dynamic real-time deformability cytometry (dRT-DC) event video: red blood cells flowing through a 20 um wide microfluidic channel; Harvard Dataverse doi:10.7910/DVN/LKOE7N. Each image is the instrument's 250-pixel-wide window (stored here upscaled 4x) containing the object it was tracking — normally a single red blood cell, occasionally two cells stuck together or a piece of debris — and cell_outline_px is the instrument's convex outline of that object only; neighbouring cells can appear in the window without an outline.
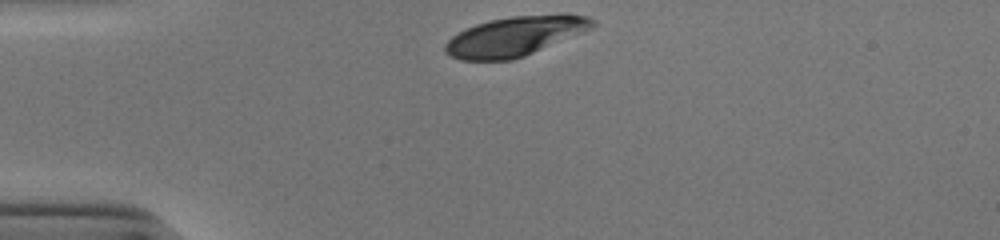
{"species": "human", "species_latin": "Homo sapiens", "temperature_condition": "cold", "stored_images_in_passage": 30, "camera_frame_rate_fps": 3000, "um_per_image_px": 0.085, "donor": {"sex": "male"}, "frame": {"image": 1, "passage_image": 1, "time_ms": 0.0, "image_size_px": [1000, 240], "cell_outline_px": [[596, 24], [592, 28], [524, 56], [512, 60], [460, 60], [444, 52], [444, 44], [452, 36], [476, 24], [488, 20], [512, 16], [564, 12], [588, 16], [596, 20]], "centroid_in_image_um": [43.81, 3.05], "position_along_channel_um": 41.2, "area_um2": 34.16}}
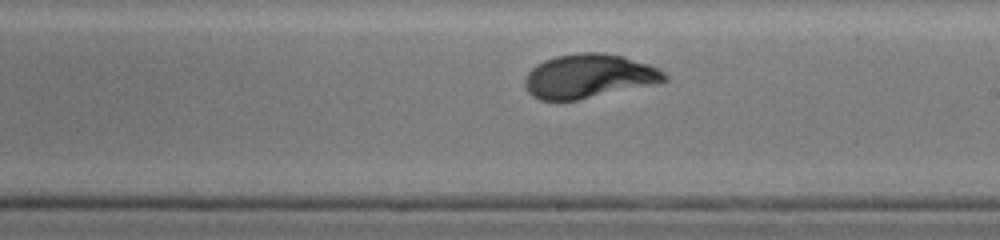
{"frame": {"image": 2, "passage_image": 19, "time_ms": 6.0, "image_size_px": [1000, 240], "cell_outline_px": [[668, 80], [656, 84], [576, 100], [540, 100], [532, 96], [528, 92], [524, 84], [524, 80], [528, 72], [536, 64], [544, 60], [556, 56], [580, 52], [600, 52], [624, 56], [660, 68], [668, 76]], "centroid_in_image_um": [50.06, 6.47], "position_along_channel_um": 238.9, "area_um2": 35.95}}
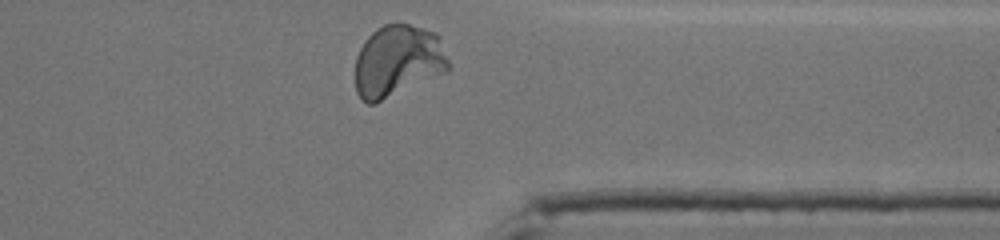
{"frame": {"image": 3, "passage_image": 30, "time_ms": 9.667, "image_size_px": [1000, 240], "cell_outline_px": [[452, 68], [444, 72], [376, 104], [368, 104], [356, 92], [356, 56], [364, 40], [376, 28], [384, 24], [408, 24], [436, 32], [440, 36], [452, 64]], "centroid_in_image_um": [33.84, 5.17], "position_along_channel_um": 377.6, "area_um2": 39.42}, "authors_computed_cell_mechanics": {"area_um2": 35.3158, "velocity_mm_per_s": 3.8735, "shape_relaxation_time_tau1_ms": 2.8801, "shape_relaxation_time_tau2_ms": null, "deformation_change_tau1": 0.135, "deformation_change_tau2": null}}